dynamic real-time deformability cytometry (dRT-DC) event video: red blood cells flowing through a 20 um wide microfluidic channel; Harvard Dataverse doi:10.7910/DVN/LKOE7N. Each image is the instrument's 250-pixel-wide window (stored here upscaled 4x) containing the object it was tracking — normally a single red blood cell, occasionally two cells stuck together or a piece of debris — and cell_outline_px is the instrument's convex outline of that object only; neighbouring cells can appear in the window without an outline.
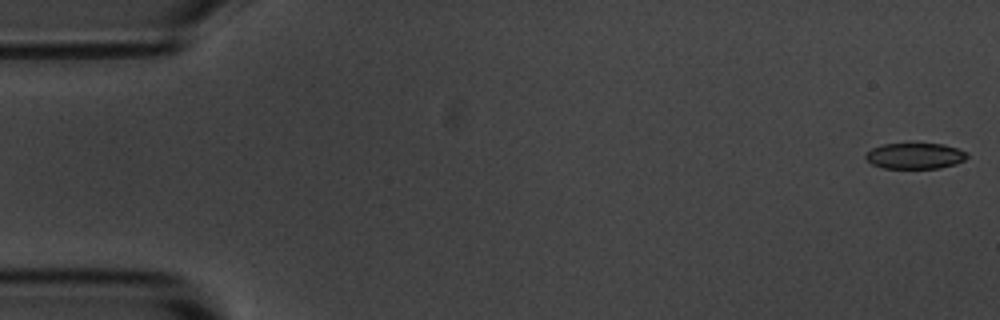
{"species": "common noctule bat (a hibernating species)", "species_latin": "Nyctalus noctula", "temperature_condition": "room temperature", "stored_images_in_passage": 6, "camera_frame_rate_fps": 3000, "um_per_image_px": 0.085, "animal": {"sex": "male", "body_mass_g": 20.1, "forearm_length_mm": 53.5}, "frame": {"image": 1, "passage_image": 1, "time_ms": 0.0, "image_size_px": [1000, 320], "cell_outline_px": [[968, 156], [964, 160], [956, 164], [940, 168], [884, 168], [872, 164], [864, 156], [872, 148], [884, 144], [944, 144], [968, 152]], "centroid_in_image_um": [77.81, 13.25], "position_along_channel_um": 7.2, "area_um2": 15.2}}
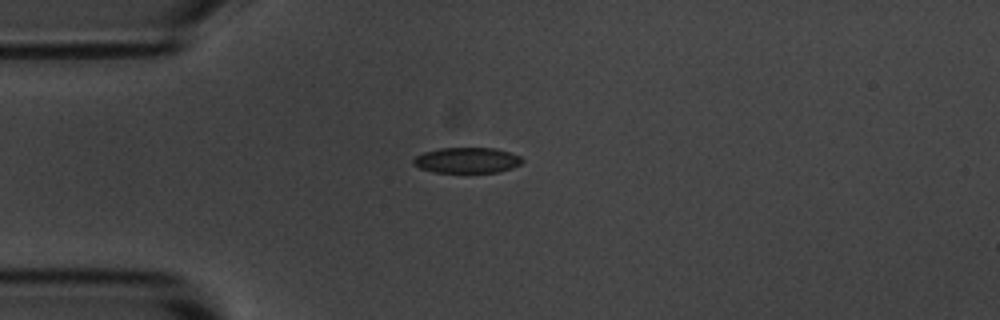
{"frame": {"image": 2, "passage_image": 5, "time_ms": 4.333, "image_size_px": [1000, 320], "cell_outline_px": [[524, 160], [520, 164], [512, 168], [496, 172], [432, 172], [420, 168], [412, 164], [412, 160], [416, 156], [424, 152], [440, 148], [496, 148], [520, 156]], "centroid_in_image_um": [39.67, 13.62], "position_along_channel_um": 45.3, "area_um2": 16.18}}
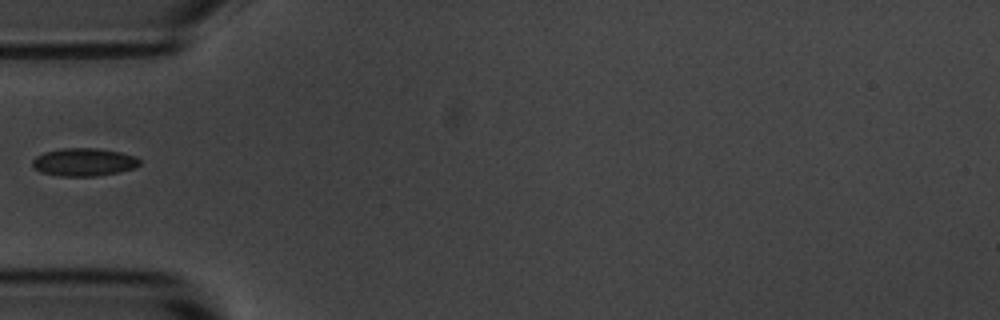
{"frame": {"image": 3, "passage_image": 6, "time_ms": 5.667, "image_size_px": [1000, 320], "cell_outline_px": [[140, 164], [132, 168], [116, 172], [96, 176], [60, 176], [40, 172], [32, 164], [32, 160], [36, 156], [44, 152], [64, 148], [96, 148], [120, 152], [136, 156], [140, 160]], "centroid_in_image_um": [7.11, 13.77], "position_along_channel_um": 77.9, "area_um2": 17.28}}